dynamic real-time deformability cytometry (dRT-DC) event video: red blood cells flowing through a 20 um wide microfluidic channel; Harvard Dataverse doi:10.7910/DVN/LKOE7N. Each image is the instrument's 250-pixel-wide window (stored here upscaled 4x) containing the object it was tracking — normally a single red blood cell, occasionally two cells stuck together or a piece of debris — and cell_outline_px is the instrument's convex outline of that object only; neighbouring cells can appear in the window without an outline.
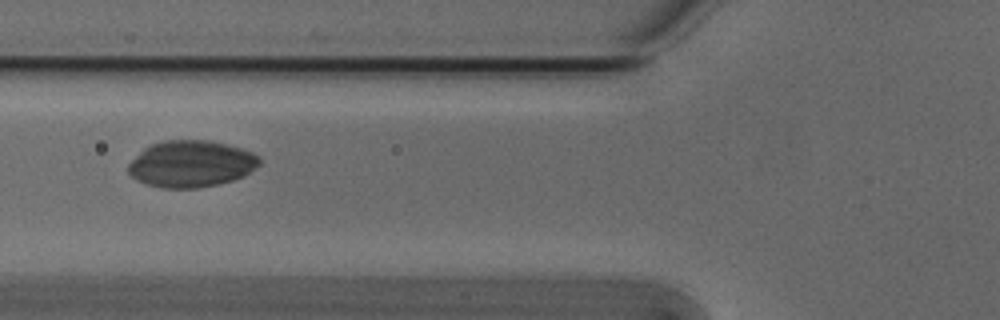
{"species": "Egyptian fruit bat (a non-hibernating species)", "species_latin": "Rousettus aegyptiacus", "temperature_condition": "cold", "stored_images_in_passage": 2, "camera_frame_rate_fps": 3000, "um_per_image_px": 0.085, "animal": {"sex": "male"}, "frame": {"image": 1, "passage_image": 2, "time_ms": 0.333, "image_size_px": [1000, 320], "cell_outline_px": [[260, 164], [244, 176], [232, 180], [216, 184], [196, 188], [164, 188], [148, 184], [132, 176], [128, 172], [128, 164], [144, 148], [152, 144], [164, 140], [208, 140], [228, 144], [252, 152], [260, 156]], "centroid_in_image_um": [16.27, 13.91], "position_along_channel_um": 109.5, "area_um2": 35.43}}